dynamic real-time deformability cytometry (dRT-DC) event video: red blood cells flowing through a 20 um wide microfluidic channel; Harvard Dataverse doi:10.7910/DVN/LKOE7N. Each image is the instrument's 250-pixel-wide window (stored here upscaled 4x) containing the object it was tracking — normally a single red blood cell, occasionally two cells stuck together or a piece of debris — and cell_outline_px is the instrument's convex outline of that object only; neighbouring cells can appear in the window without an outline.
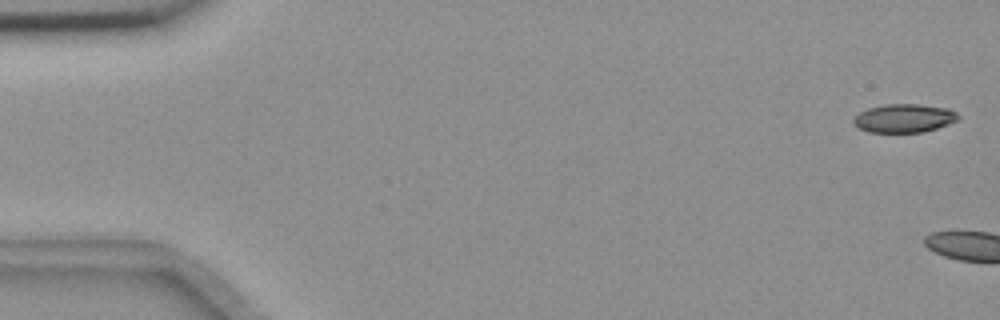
{"species": "common noctule bat (a hibernating species)", "species_latin": "Nyctalus noctula", "temperature_condition": "room temperature", "stored_images_in_passage": 5, "camera_frame_rate_fps": 3000, "um_per_image_px": 0.085, "animal": {"sex": "female", "body_mass_g": 18.4}, "frame": {"image": 1, "passage_image": 2, "time_ms": 0.333, "image_size_px": [1000, 320], "cell_outline_px": [[960, 120], [924, 132], [868, 132], [852, 124], [852, 120], [860, 112], [868, 108], [884, 104], [920, 104], [948, 108], [956, 112], [960, 116]], "centroid_in_image_um": [76.86, 10.04], "position_along_channel_um": 8.1, "area_um2": 17.51}}